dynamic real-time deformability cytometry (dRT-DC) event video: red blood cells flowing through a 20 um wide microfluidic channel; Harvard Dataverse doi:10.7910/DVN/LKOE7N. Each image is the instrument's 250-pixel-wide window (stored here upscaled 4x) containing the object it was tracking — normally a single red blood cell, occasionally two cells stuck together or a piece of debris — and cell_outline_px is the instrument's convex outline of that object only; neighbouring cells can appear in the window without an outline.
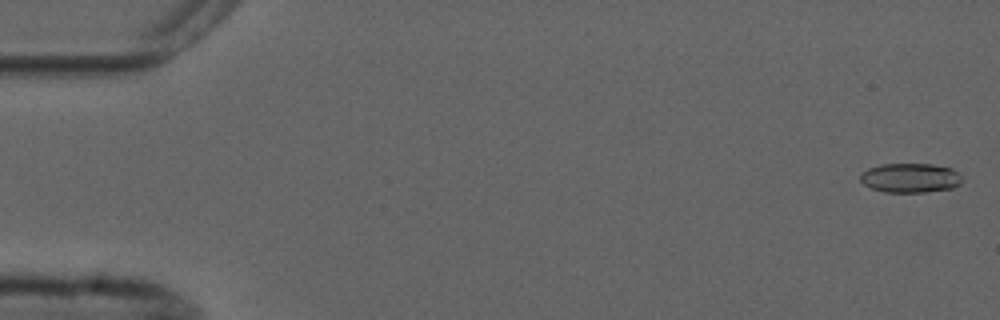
{"species": "common noctule bat (a hibernating species)", "species_latin": "Nyctalus noctula", "temperature_condition": "cold", "stored_images_in_passage": 2, "camera_frame_rate_fps": 3000, "um_per_image_px": 0.085, "animal": {"sex": "male", "forearm_length_mm": 52.5}, "frame": {"image": 1, "passage_image": 2, "time_ms": 1.0, "image_size_px": [1000, 320], "cell_outline_px": [[964, 180], [960, 184], [952, 188], [924, 192], [884, 192], [872, 188], [864, 184], [860, 180], [860, 176], [868, 168], [880, 164], [932, 164], [952, 168], [960, 172]], "centroid_in_image_um": [77.43, 15.11], "position_along_channel_um": 7.6, "area_um2": 17.57}}